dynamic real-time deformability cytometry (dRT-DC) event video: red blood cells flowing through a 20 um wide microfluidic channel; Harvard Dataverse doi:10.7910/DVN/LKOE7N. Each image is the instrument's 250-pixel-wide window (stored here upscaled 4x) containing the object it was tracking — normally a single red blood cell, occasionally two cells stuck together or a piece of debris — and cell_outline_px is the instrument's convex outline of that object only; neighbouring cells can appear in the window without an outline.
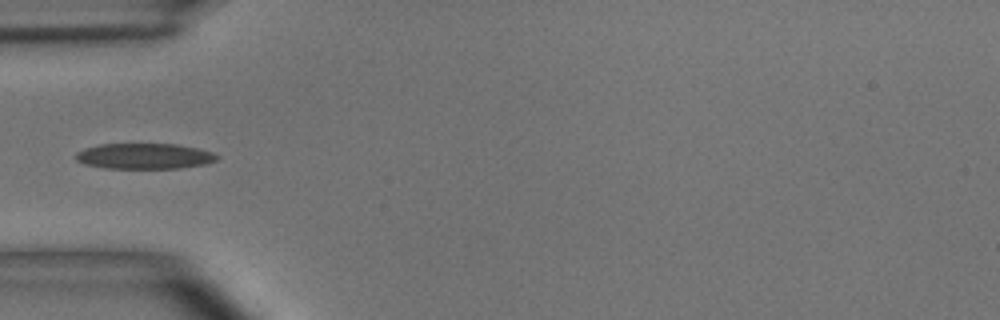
{"species": "common noctule bat (a hibernating species)", "species_latin": "Nyctalus noctula", "temperature_condition": "room temperature", "stored_images_in_passage": 5, "camera_frame_rate_fps": 3000, "um_per_image_px": 0.085, "animal": {"sex": "male", "body_mass_g": 15.6}, "frame": {"image": 1, "passage_image": 5, "time_ms": 4.667, "image_size_px": [1000, 320], "cell_outline_px": [[220, 156], [216, 160], [208, 164], [180, 168], [104, 168], [84, 164], [76, 160], [76, 152], [84, 148], [100, 144], [176, 144], [196, 148], [212, 152]], "centroid_in_image_um": [12.27, 13.27], "position_along_channel_um": 72.7, "area_um2": 21.15}}